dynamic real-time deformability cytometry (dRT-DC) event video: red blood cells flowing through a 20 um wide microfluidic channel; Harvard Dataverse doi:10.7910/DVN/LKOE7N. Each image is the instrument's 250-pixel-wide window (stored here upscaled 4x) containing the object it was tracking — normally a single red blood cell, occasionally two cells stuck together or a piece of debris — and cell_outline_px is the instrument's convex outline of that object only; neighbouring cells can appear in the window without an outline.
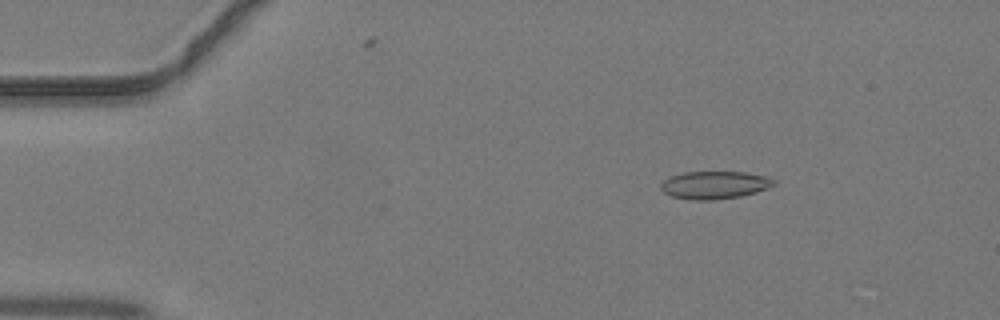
{"species": "common noctule bat (a hibernating species)", "species_latin": "Nyctalus noctula", "temperature_condition": "warm", "stored_images_in_passage": 13, "camera_frame_rate_fps": 3000, "um_per_image_px": 0.085, "animal": {"sex": "male", "body_mass_g": 19.2, "forearm_length_mm": 51.8}, "frame": {"image": 1, "passage_image": 7, "time_ms": 2.0, "image_size_px": [1000, 320], "cell_outline_px": [[776, 184], [756, 192], [740, 196], [712, 200], [692, 200], [672, 196], [664, 192], [660, 188], [660, 184], [668, 176], [684, 172], [748, 172], [768, 176], [776, 180]], "centroid_in_image_um": [60.74, 15.71], "position_along_channel_um": 24.3, "area_um2": 18.38}}